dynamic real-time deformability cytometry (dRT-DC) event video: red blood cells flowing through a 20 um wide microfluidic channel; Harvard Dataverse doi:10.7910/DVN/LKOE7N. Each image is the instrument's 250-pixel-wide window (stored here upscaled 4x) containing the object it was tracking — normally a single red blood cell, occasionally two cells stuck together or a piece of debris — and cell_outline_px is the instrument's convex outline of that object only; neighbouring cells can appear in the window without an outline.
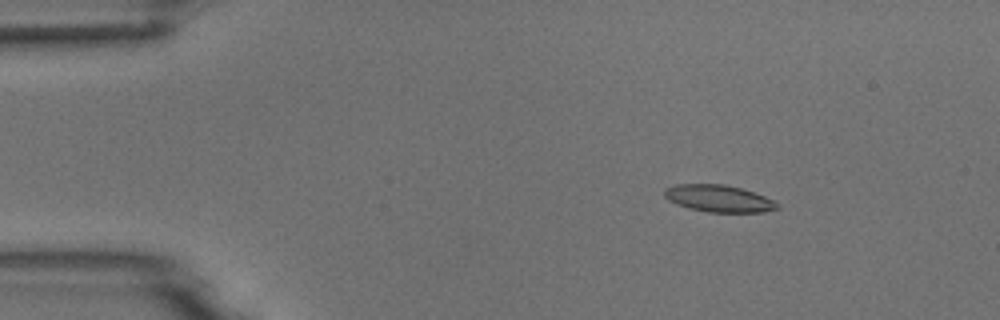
{"species": "common noctule bat (a hibernating species)", "species_latin": "Nyctalus noctula", "temperature_condition": "room temperature", "stored_images_in_passage": 5, "camera_frame_rate_fps": 3000, "um_per_image_px": 0.085, "animal": {"sex": "male", "body_mass_g": 18.8}, "frame": {"image": 1, "passage_image": 3, "time_ms": 2.333, "image_size_px": [1000, 320], "cell_outline_px": [[780, 208], [764, 212], [708, 212], [688, 208], [676, 204], [668, 200], [664, 196], [664, 188], [676, 184], [724, 184], [740, 188], [764, 196], [780, 204]], "centroid_in_image_um": [61.07, 16.87], "position_along_channel_um": 23.9, "area_um2": 17.8}}